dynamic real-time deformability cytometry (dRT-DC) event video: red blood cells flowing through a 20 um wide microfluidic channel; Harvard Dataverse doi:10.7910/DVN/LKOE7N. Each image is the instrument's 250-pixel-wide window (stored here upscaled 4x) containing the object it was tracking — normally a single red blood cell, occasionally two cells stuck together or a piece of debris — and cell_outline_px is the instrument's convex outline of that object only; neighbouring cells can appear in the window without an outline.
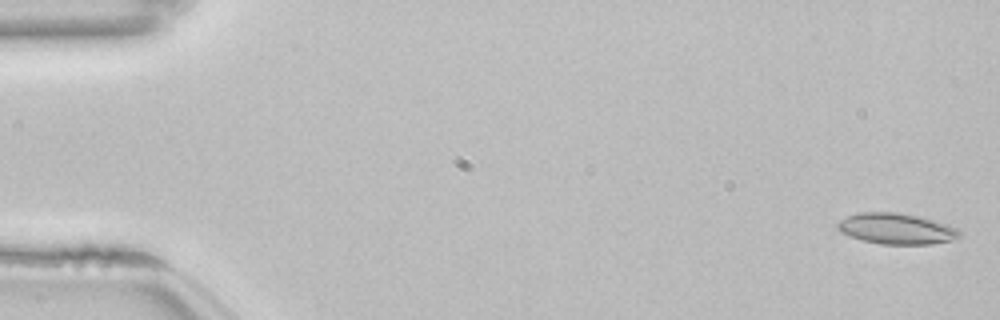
{"species": "common noctule bat (a hibernating species)", "species_latin": "Nyctalus noctula", "temperature_condition": "room temperature", "stored_images_in_passage": 54, "camera_frame_rate_fps": 3000, "um_per_image_px": 0.085, "animal": {"sex": "female", "body_mass_g": 22.7, "forearm_length_mm": 54.2}, "frame": {"image": 1, "passage_image": 2, "time_ms": 0.333, "image_size_px": [1000, 320], "cell_outline_px": [[960, 236], [952, 240], [932, 244], [880, 244], [860, 240], [840, 232], [836, 228], [836, 224], [840, 220], [848, 216], [860, 212], [900, 212], [920, 216], [948, 224], [956, 228], [960, 232]], "centroid_in_image_um": [76.17, 19.43], "position_along_channel_um": 8.8, "area_um2": 22.14}}
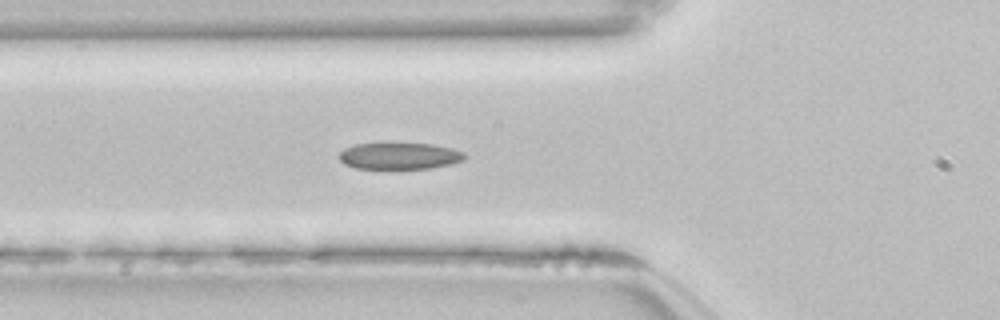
{"frame": {"image": 2, "passage_image": 20, "time_ms": 6.333, "image_size_px": [1000, 320], "cell_outline_px": [[468, 156], [464, 160], [432, 168], [356, 168], [344, 164], [340, 160], [340, 152], [344, 148], [356, 144], [432, 144], [452, 148], [464, 152]], "centroid_in_image_um": [33.98, 13.26], "position_along_channel_um": 91.8, "area_um2": 19.19}}
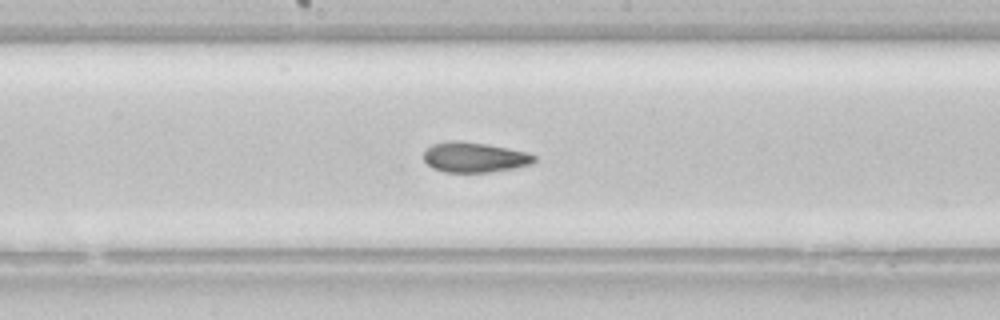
{"frame": {"image": 3, "passage_image": 29, "time_ms": 9.333, "image_size_px": [1000, 320], "cell_outline_px": [[536, 160], [532, 164], [512, 168], [488, 172], [444, 172], [432, 168], [424, 160], [424, 152], [432, 144], [448, 140], [460, 140], [488, 144], [528, 152], [536, 156]], "centroid_in_image_um": [40.32, 13.35], "position_along_channel_um": 207.9, "area_um2": 19.54}, "authors_computed_cell_mechanics": {"area_um2": 20.6057, "velocity_mm_per_s": 3.8459, "shape_relaxation_time_tau1_ms": 9.0339, "shape_relaxation_time_tau2_ms": 2.4298, "deformation_change_tau1": 0.1965, "deformation_change_tau2": 0.0875}}